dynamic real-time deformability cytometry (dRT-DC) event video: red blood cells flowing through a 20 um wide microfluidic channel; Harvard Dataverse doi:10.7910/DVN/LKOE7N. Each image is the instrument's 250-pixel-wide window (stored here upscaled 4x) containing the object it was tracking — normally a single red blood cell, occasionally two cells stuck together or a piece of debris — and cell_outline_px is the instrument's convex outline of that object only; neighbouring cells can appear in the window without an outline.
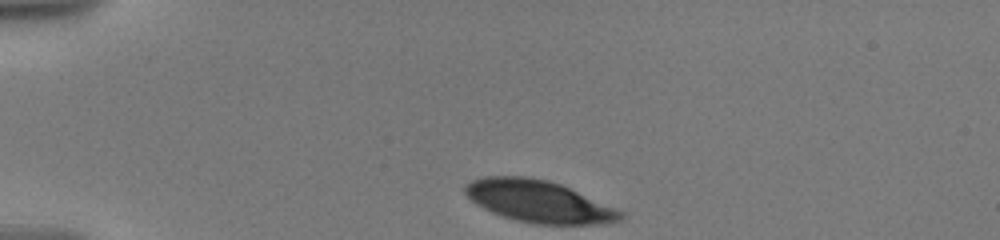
{"species": "human", "species_latin": "Homo sapiens", "temperature_condition": "warm", "stored_images_in_passage": 16, "camera_frame_rate_fps": 3000, "um_per_image_px": 0.085, "donor": {"sex": "male"}, "frame": {"image": 1, "passage_image": 1, "time_ms": 0.0, "image_size_px": [1000, 240], "cell_outline_px": [[624, 220], [608, 224], [532, 224], [516, 220], [492, 212], [476, 204], [464, 192], [464, 184], [472, 180], [484, 176], [524, 176], [548, 180], [560, 184], [616, 208], [624, 212]], "centroid_in_image_um": [45.82, 17.12], "position_along_channel_um": 39.2, "area_um2": 38.09}}
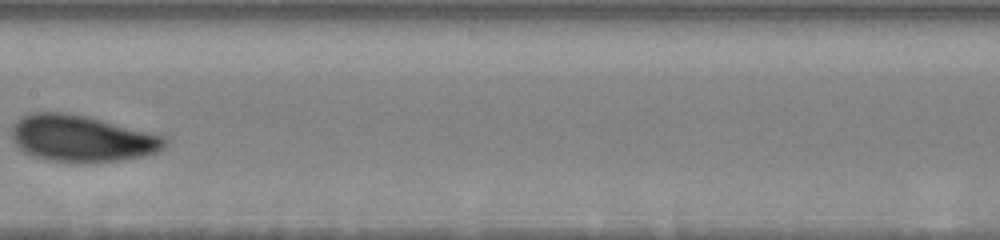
{"frame": {"image": 2, "passage_image": 10, "time_ms": 6.0, "image_size_px": [1000, 240], "cell_outline_px": [[168, 144], [164, 148], [156, 152], [140, 156], [120, 160], [88, 164], [80, 164], [48, 160], [28, 156], [12, 140], [12, 124], [20, 116], [36, 112], [64, 112], [84, 116], [164, 136], [168, 140]], "centroid_in_image_um": [6.89, 11.8], "position_along_channel_um": 200.5, "area_um2": 41.79}}
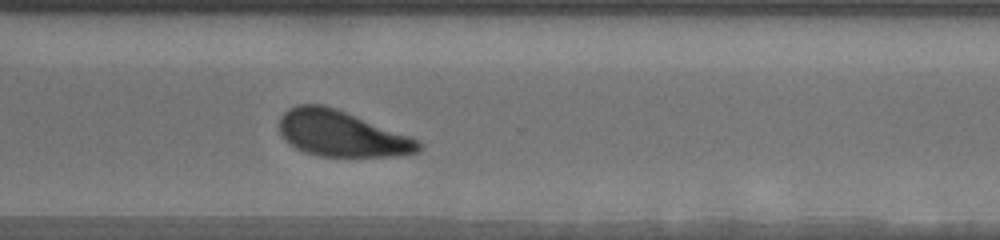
{"frame": {"image": 3, "passage_image": 16, "time_ms": 10.0, "image_size_px": [1000, 240], "cell_outline_px": [[424, 148], [420, 152], [400, 156], [320, 156], [304, 152], [296, 148], [280, 132], [280, 116], [288, 108], [296, 104], [320, 104], [344, 112], [412, 136], [420, 140], [424, 144]], "centroid_in_image_um": [29.1, 11.38], "position_along_channel_um": 341.5, "area_um2": 37.05}}